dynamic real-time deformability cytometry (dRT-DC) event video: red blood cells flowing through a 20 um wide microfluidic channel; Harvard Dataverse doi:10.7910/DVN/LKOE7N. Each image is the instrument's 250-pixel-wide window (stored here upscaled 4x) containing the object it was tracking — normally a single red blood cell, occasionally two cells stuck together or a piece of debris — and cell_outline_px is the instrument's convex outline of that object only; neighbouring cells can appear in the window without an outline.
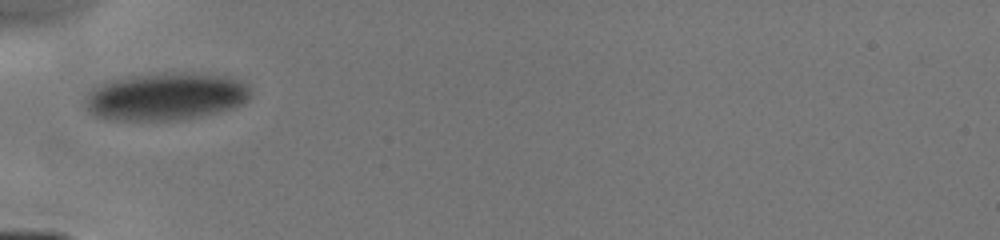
{"species": "human", "species_latin": "Homo sapiens", "temperature_condition": "cold", "stored_images_in_passage": 12, "camera_frame_rate_fps": 3000, "um_per_image_px": 0.085, "donor": {"sex": "male"}, "frame": {"image": 1, "passage_image": 1, "time_ms": 0.0, "image_size_px": [1000, 240], "cell_outline_px": [[248, 100], [232, 108], [200, 116], [180, 120], [104, 120], [92, 116], [88, 112], [84, 100], [88, 92], [92, 88], [108, 80], [132, 76], [168, 72], [192, 72], [228, 76], [236, 80], [248, 88]], "centroid_in_image_um": [13.99, 8.21], "position_along_channel_um": 71.0, "area_um2": 46.07}}
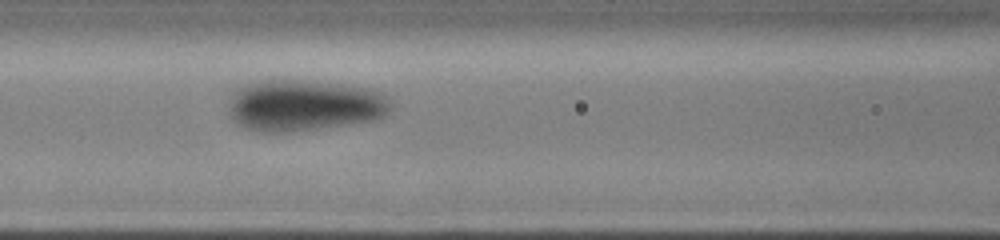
{"frame": {"image": 2, "passage_image": 8, "time_ms": 1.667, "image_size_px": [1000, 240], "cell_outline_px": [[392, 108], [380, 120], [284, 132], [260, 132], [244, 128], [232, 116], [232, 96], [236, 88], [248, 84], [264, 80], [304, 80], [340, 84], [364, 88], [380, 92], [392, 100]], "centroid_in_image_um": [25.93, 8.96], "position_along_channel_um": 140.7, "area_um2": 48.09}}